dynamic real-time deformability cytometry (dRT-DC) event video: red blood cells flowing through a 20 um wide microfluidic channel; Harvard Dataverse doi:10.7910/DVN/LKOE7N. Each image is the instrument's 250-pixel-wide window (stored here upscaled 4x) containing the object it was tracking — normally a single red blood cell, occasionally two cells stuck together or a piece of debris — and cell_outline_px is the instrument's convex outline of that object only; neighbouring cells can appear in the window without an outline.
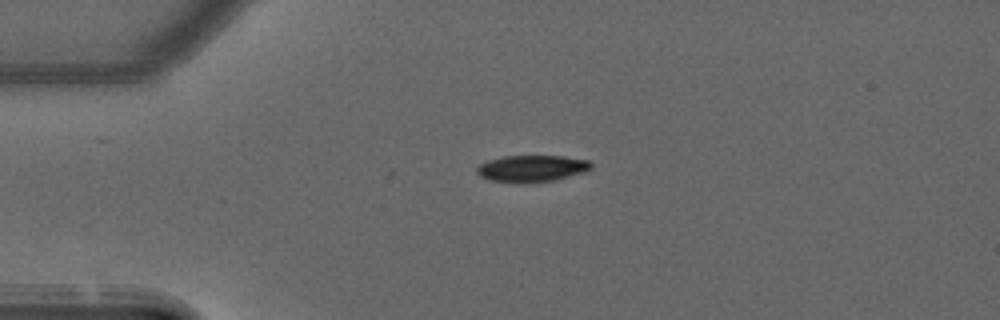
{"species": "common noctule bat (a hibernating species)", "species_latin": "Nyctalus noctula", "temperature_condition": "warm", "stored_images_in_passage": 40, "camera_frame_rate_fps": 3000, "um_per_image_px": 0.085, "animal": {"sex": "male", "forearm_length_mm": 52.5}, "frame": {"image": 1, "passage_image": 1, "time_ms": 0.0, "image_size_px": [1000, 320], "cell_outline_px": [[592, 168], [584, 172], [552, 180], [524, 184], [488, 180], [480, 176], [476, 172], [476, 168], [480, 164], [488, 160], [504, 156], [564, 156], [588, 160], [592, 164]], "centroid_in_image_um": [45.17, 14.33], "position_along_channel_um": 39.8, "area_um2": 17.86}}
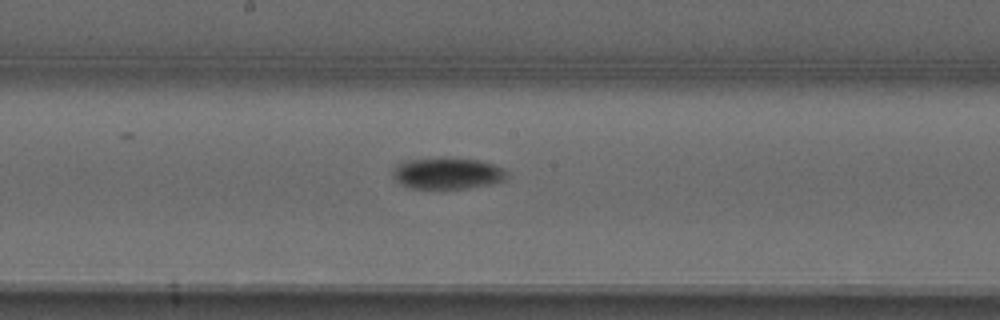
{"frame": {"image": 2, "passage_image": 16, "time_ms": 5.0, "image_size_px": [1000, 320], "cell_outline_px": [[508, 176], [504, 180], [492, 184], [468, 188], [412, 188], [400, 184], [392, 176], [392, 168], [400, 160], [440, 156], [448, 156], [480, 160], [504, 168], [508, 172]], "centroid_in_image_um": [37.99, 14.69], "position_along_channel_um": 210.2, "area_um2": 21.73}}
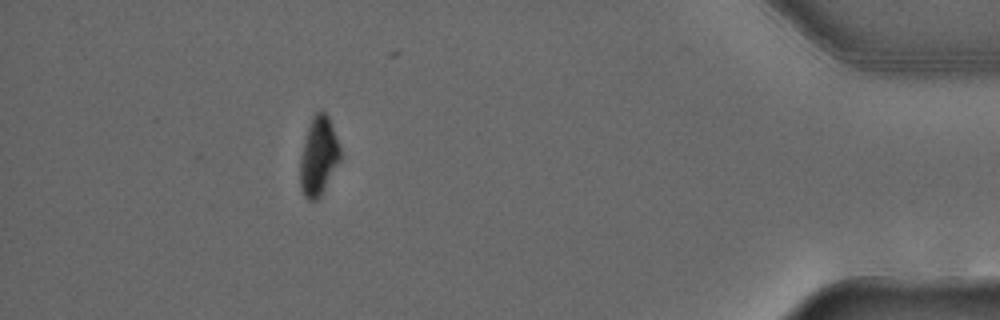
{"frame": {"image": 3, "passage_image": 35, "time_ms": 11.333, "image_size_px": [1000, 320], "cell_outline_px": [[340, 160], [320, 196], [316, 200], [308, 200], [304, 196], [300, 188], [300, 160], [304, 140], [312, 116], [316, 112], [324, 112], [328, 116], [340, 148]], "centroid_in_image_um": [27.06, 13.3], "position_along_channel_um": 408.1, "area_um2": 18.03}, "authors_computed_cell_mechanics": {"area_um2": 19.9121, "velocity_mm_per_s": 3.9904, "shape_relaxation_time_tau1_ms": 4.6506, "shape_relaxation_time_tau2_ms": null, "deformation_change_tau1": 0.1775, "deformation_change_tau2": null}}